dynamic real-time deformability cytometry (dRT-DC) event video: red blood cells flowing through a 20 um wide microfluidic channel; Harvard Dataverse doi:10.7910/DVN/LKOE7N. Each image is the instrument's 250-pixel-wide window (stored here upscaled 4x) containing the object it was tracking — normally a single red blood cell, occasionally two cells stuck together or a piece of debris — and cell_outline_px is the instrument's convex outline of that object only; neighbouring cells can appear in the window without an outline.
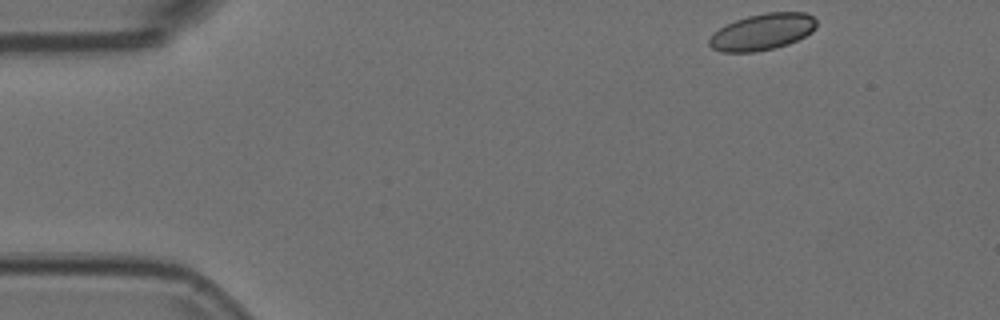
{"species": "Egyptian fruit bat (a non-hibernating species)", "species_latin": "Rousettus aegyptiacus", "temperature_condition": "room temperature", "stored_images_in_passage": 50, "camera_frame_rate_fps": 3000, "um_per_image_px": 0.085, "animal": {"sex": "female"}, "frame": {"image": 1, "passage_image": 1, "time_ms": 0.0, "image_size_px": [1000, 320], "cell_outline_px": [[816, 28], [812, 32], [788, 44], [756, 52], [720, 52], [712, 48], [708, 44], [708, 40], [720, 28], [736, 20], [748, 16], [768, 12], [808, 12], [816, 20]], "centroid_in_image_um": [64.82, 2.71], "position_along_channel_um": 20.2, "area_um2": 22.6}}
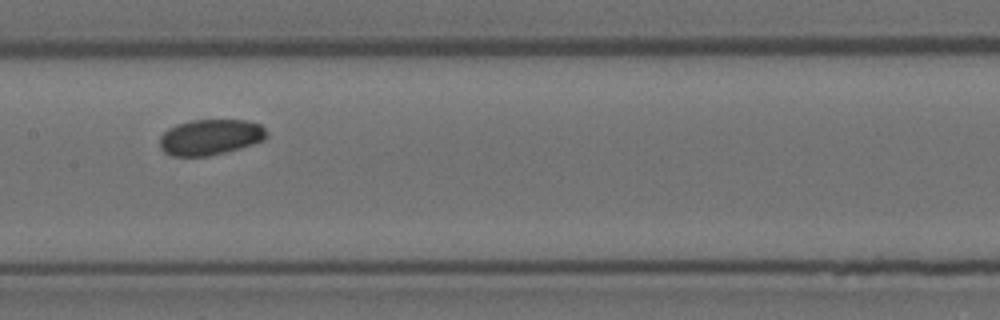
{"frame": {"image": 2, "passage_image": 22, "time_ms": 7.0, "image_size_px": [1000, 320], "cell_outline_px": [[268, 136], [264, 140], [252, 144], [224, 152], [208, 156], [172, 156], [164, 152], [160, 148], [160, 136], [168, 128], [176, 124], [188, 120], [244, 120], [260, 124], [268, 132]], "centroid_in_image_um": [17.86, 11.65], "position_along_channel_um": 189.5, "area_um2": 22.31}}
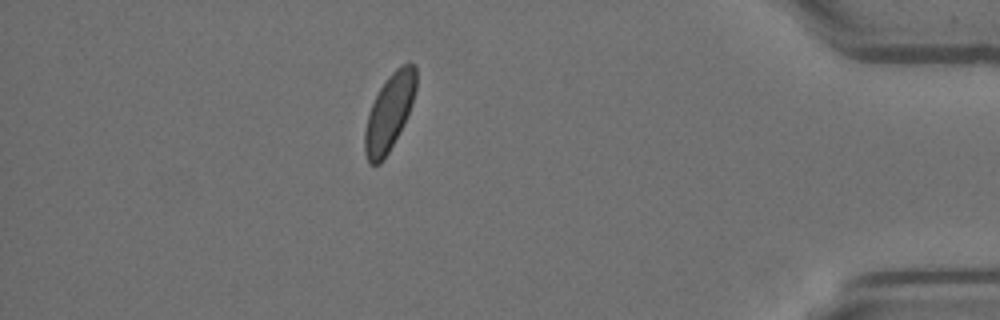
{"frame": {"image": 3, "passage_image": 43, "time_ms": 14.0, "image_size_px": [1000, 320], "cell_outline_px": [[416, 88], [412, 104], [404, 124], [384, 160], [380, 164], [368, 164], [364, 152], [364, 132], [368, 112], [380, 88], [388, 76], [400, 64], [408, 60], [416, 64]], "centroid_in_image_um": [33.1, 9.53], "position_along_channel_um": 402.1, "area_um2": 23.18}, "authors_computed_cell_mechanics": {"area_um2": 22.8599, "velocity_mm_per_s": 3.6777, "shape_relaxation_time_tau1_ms": 2.2938, "shape_relaxation_time_tau2_ms": null, "deformation_change_tau1": 0.0529, "deformation_change_tau2": null}}